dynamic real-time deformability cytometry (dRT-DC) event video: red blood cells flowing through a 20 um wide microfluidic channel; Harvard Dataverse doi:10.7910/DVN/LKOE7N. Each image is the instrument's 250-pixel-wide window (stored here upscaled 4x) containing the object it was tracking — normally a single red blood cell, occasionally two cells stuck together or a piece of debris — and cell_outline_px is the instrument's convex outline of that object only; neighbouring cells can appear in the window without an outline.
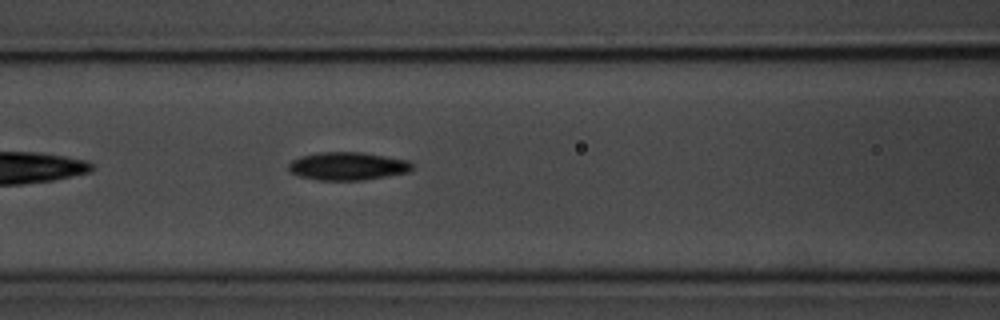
{"species": "common noctule bat (a hibernating species)", "species_latin": "Nyctalus noctula", "temperature_condition": "room temperature", "stored_images_in_passage": 19, "camera_frame_rate_fps": 3000, "um_per_image_px": 0.085, "animal": {"sex": "male", "body_mass_g": 20.1, "forearm_length_mm": 53.5}, "frame": {"image": 1, "passage_image": 9, "time_ms": 2.667, "image_size_px": [1000, 320], "cell_outline_px": [[412, 168], [408, 172], [364, 180], [316, 180], [300, 176], [292, 172], [288, 168], [288, 164], [292, 160], [300, 156], [320, 152], [360, 152], [408, 160], [412, 164]], "centroid_in_image_um": [29.53, 14.12], "position_along_channel_um": 137.1, "area_um2": 20.06}}
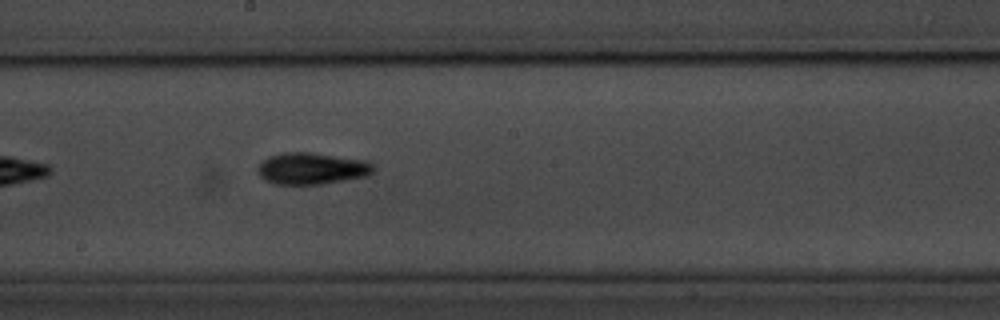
{"frame": {"image": 2, "passage_image": 16, "time_ms": 5.0, "image_size_px": [1000, 320], "cell_outline_px": [[372, 172], [368, 176], [320, 184], [272, 184], [264, 180], [256, 172], [256, 168], [268, 156], [284, 152], [308, 152], [364, 160], [372, 164]], "centroid_in_image_um": [26.43, 14.33], "position_along_channel_um": 221.8, "area_um2": 21.27}}